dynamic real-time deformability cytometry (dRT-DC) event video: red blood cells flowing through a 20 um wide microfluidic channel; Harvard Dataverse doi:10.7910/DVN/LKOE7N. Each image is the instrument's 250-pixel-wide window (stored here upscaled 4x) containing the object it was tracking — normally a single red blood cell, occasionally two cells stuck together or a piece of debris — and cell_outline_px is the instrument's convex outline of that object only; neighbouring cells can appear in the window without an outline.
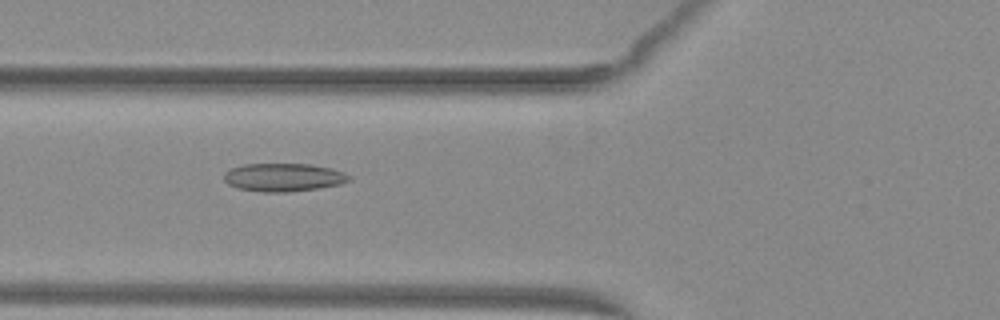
{"species": "common noctule bat (a hibernating species)", "species_latin": "Nyctalus noctula", "temperature_condition": "warm", "stored_images_in_passage": 52, "camera_frame_rate_fps": 3000, "um_per_image_px": 0.085, "animal": {"sex": "female", "body_mass_g": 29.2, "forearm_length_mm": 56.3}, "frame": {"image": 1, "passage_image": 21, "time_ms": 6.667, "image_size_px": [1000, 320], "cell_outline_px": [[352, 180], [340, 184], [316, 188], [288, 192], [260, 192], [236, 188], [228, 184], [224, 180], [224, 172], [232, 168], [244, 164], [312, 164], [332, 168], [344, 172], [352, 176]], "centroid_in_image_um": [24.11, 15.07], "position_along_channel_um": 101.7, "area_um2": 20.69}}
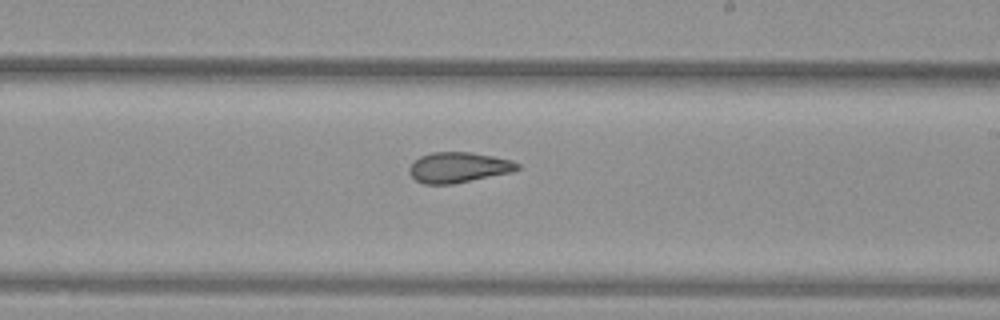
{"frame": {"image": 2, "passage_image": 32, "time_ms": 10.333, "image_size_px": [1000, 320], "cell_outline_px": [[520, 168], [512, 172], [452, 184], [424, 184], [416, 180], [408, 172], [408, 168], [420, 156], [432, 152], [472, 152], [512, 160], [520, 164]], "centroid_in_image_um": [38.98, 14.23], "position_along_channel_um": 250.0, "area_um2": 19.13}}
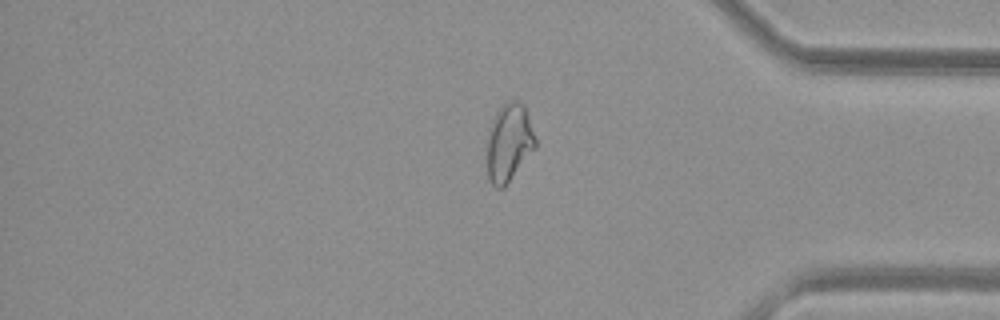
{"frame": {"image": 3, "passage_image": 44, "time_ms": 14.333, "image_size_px": [1000, 320], "cell_outline_px": [[536, 148], [504, 188], [496, 188], [488, 180], [488, 128], [496, 112], [504, 104], [512, 100], [516, 100], [524, 104], [536, 140]], "centroid_in_image_um": [43.27, 12.14], "position_along_channel_um": 391.9, "area_um2": 21.91}, "authors_computed_cell_mechanics": {"area_um2": 21.9929, "velocity_mm_per_s": 4.0428, "shape_relaxation_time_tau1_ms": null, "shape_relaxation_time_tau2_ms": 2.1741, "deformation_change_tau1": null, "deformation_change_tau2": 0.0736}}